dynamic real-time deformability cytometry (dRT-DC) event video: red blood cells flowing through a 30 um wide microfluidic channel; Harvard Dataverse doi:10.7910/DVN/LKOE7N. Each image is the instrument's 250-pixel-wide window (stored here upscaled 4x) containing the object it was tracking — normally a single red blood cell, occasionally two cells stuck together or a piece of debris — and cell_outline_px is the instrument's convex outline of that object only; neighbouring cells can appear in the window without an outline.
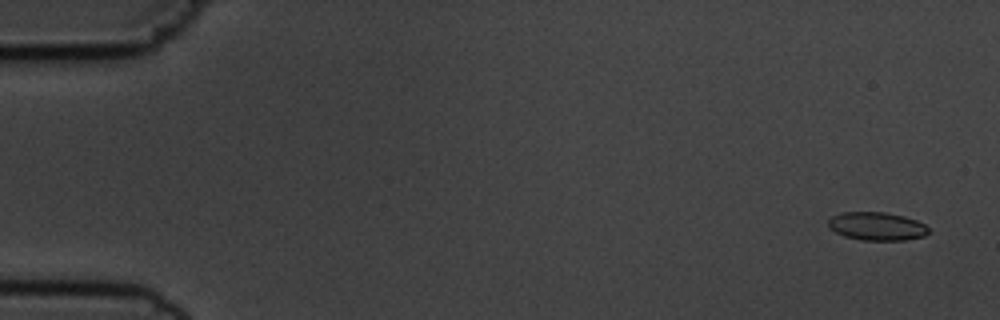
{"species": "common noctule bat (a hibernating species)", "species_latin": "Nyctalus noctula", "temperature_condition": "cold", "stored_images_in_passage": 56, "camera_frame_rate_fps": 3000, "um_per_image_px": 0.085, "animal": {"sex": "male", "body_mass_g": 19.5, "forearm_length_mm": 54.6}, "frame": {"image": 1, "passage_image": 3, "time_ms": 0.667, "image_size_px": [1000, 320], "cell_outline_px": [[928, 232], [924, 236], [904, 240], [860, 240], [844, 236], [836, 232], [828, 224], [828, 220], [832, 216], [844, 212], [884, 212], [904, 216], [916, 220], [924, 224], [928, 228]], "centroid_in_image_um": [74.53, 19.23], "position_along_channel_um": 10.5, "area_um2": 16.36}}
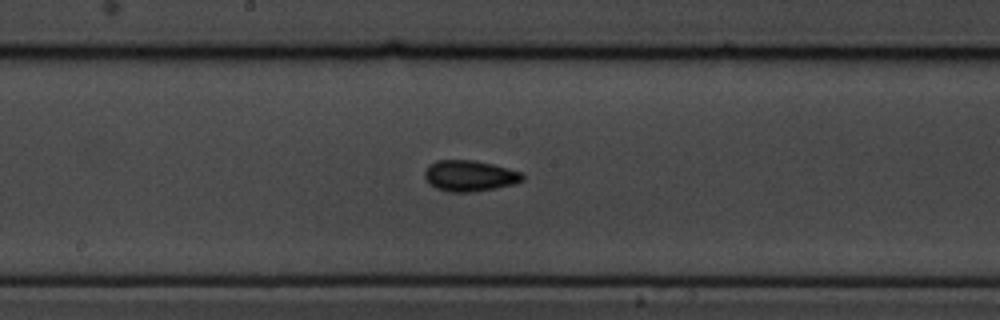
{"frame": {"image": 2, "passage_image": 30, "time_ms": 9.667, "image_size_px": [1000, 320], "cell_outline_px": [[524, 180], [512, 184], [496, 188], [472, 192], [448, 192], [436, 188], [428, 184], [424, 176], [424, 172], [428, 164], [436, 160], [476, 160], [508, 168], [520, 172], [524, 176]], "centroid_in_image_um": [39.87, 14.94], "position_along_channel_um": 208.3, "area_um2": 17.8}}
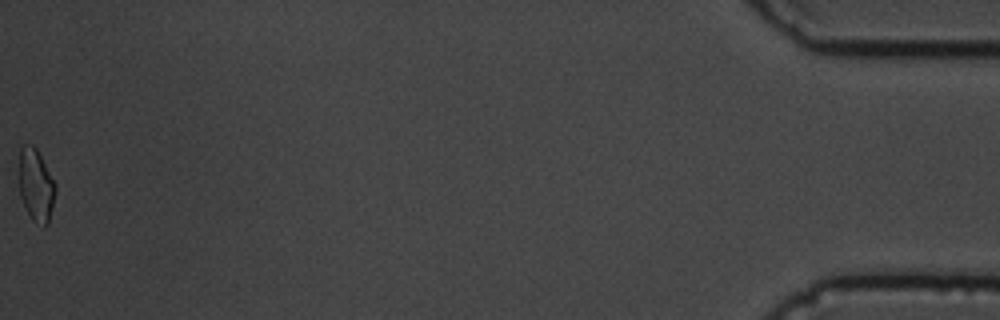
{"frame": {"image": 3, "passage_image": 56, "time_ms": 18.333, "image_size_px": [1000, 320], "cell_outline_px": [[56, 192], [48, 224], [44, 228], [36, 224], [32, 220], [20, 196], [20, 148], [24, 144], [32, 144], [36, 148], [56, 184]], "centroid_in_image_um": [3.08, 15.78], "position_along_channel_um": 432.1, "area_um2": 15.32}, "authors_computed_cell_mechanics": {"area_um2": 16.3285, "velocity_mm_per_s": 3.6796, "shape_relaxation_time_tau1_ms": 3.2946, "shape_relaxation_time_tau2_ms": 2.6523, "deformation_change_tau1": 0.0725, "deformation_change_tau2": 0.0541}}